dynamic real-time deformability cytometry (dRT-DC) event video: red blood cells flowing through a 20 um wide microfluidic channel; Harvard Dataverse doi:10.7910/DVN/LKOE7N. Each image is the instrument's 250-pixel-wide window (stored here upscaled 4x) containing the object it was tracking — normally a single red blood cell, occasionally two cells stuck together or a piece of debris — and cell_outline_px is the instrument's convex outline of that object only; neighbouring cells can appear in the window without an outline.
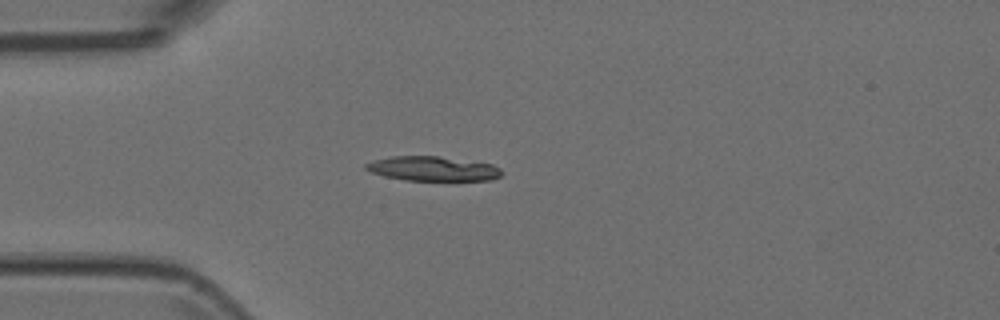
{"species": "Egyptian fruit bat (a non-hibernating species)", "species_latin": "Rousettus aegyptiacus", "temperature_condition": "room temperature", "stored_images_in_passage": 4, "camera_frame_rate_fps": 3000, "um_per_image_px": 0.085, "animal": {"sex": "female"}, "frame": {"image": 1, "passage_image": 4, "time_ms": 1.0, "image_size_px": [1000, 320], "cell_outline_px": [[504, 172], [500, 176], [492, 180], [404, 180], [384, 176], [372, 172], [364, 168], [364, 164], [372, 160], [392, 156], [440, 156], [492, 164], [500, 168]], "centroid_in_image_um": [36.78, 14.33], "position_along_channel_um": 48.2, "area_um2": 19.48}}